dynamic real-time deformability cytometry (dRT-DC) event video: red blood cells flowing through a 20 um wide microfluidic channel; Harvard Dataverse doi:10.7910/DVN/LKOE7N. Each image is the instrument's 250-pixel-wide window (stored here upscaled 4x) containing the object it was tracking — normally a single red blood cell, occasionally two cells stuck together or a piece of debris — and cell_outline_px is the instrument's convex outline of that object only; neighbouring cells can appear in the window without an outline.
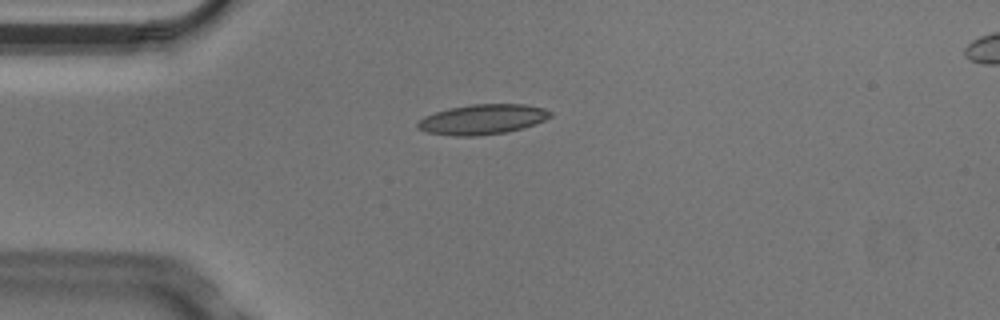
{"species": "Egyptian fruit bat (a non-hibernating species)", "species_latin": "Rousettus aegyptiacus", "temperature_condition": "cold", "stored_images_in_passage": 6, "camera_frame_rate_fps": 3000, "um_per_image_px": 0.085, "animal": {"sex": "male"}, "frame": {"image": 1, "passage_image": 2, "time_ms": 0.333, "image_size_px": [1000, 320], "cell_outline_px": [[552, 116], [536, 124], [508, 132], [476, 136], [456, 136], [424, 132], [416, 128], [416, 124], [424, 116], [436, 112], [452, 108], [472, 104], [524, 104], [544, 108], [552, 112]], "centroid_in_image_um": [41.02, 10.15], "position_along_channel_um": 44.0, "area_um2": 23.29}}
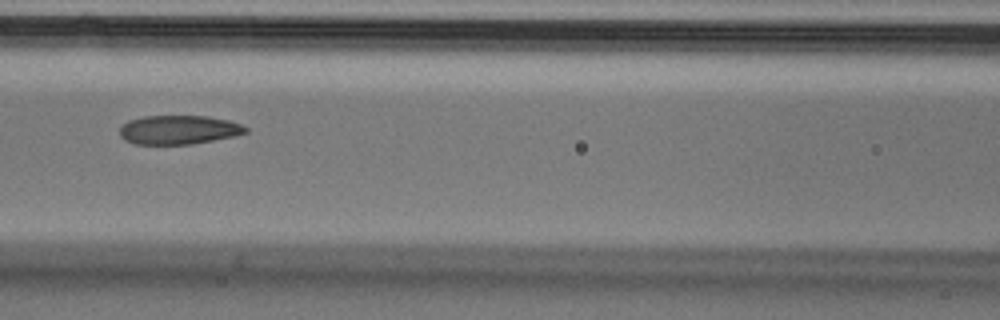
{"frame": {"image": 2, "passage_image": 5, "time_ms": 1.333, "image_size_px": [1000, 320], "cell_outline_px": [[248, 132], [236, 136], [192, 144], [136, 144], [124, 140], [120, 136], [120, 128], [128, 120], [144, 116], [208, 116], [228, 120], [240, 124], [248, 128]], "centroid_in_image_um": [15.2, 11.03], "position_along_channel_um": 151.4, "area_um2": 21.33}}
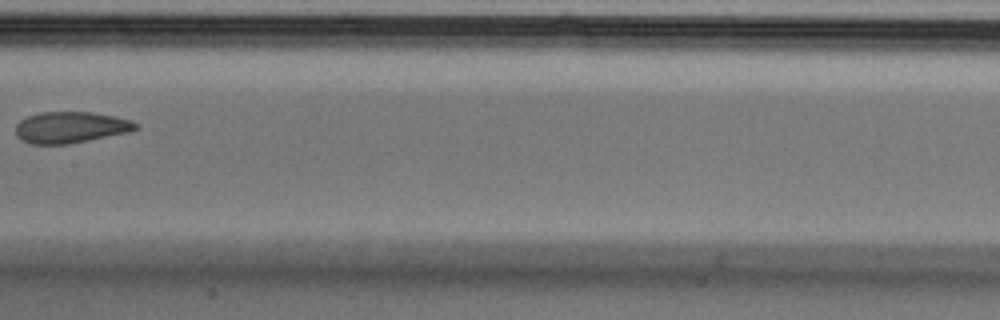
{"frame": {"image": 3, "passage_image": 6, "time_ms": 1.667, "image_size_px": [1000, 320], "cell_outline_px": [[140, 128], [128, 132], [68, 144], [28, 144], [20, 140], [16, 136], [16, 124], [20, 120], [28, 116], [40, 112], [92, 112], [132, 120], [140, 124]], "centroid_in_image_um": [5.99, 10.83], "position_along_channel_um": 201.4, "area_um2": 22.02}}